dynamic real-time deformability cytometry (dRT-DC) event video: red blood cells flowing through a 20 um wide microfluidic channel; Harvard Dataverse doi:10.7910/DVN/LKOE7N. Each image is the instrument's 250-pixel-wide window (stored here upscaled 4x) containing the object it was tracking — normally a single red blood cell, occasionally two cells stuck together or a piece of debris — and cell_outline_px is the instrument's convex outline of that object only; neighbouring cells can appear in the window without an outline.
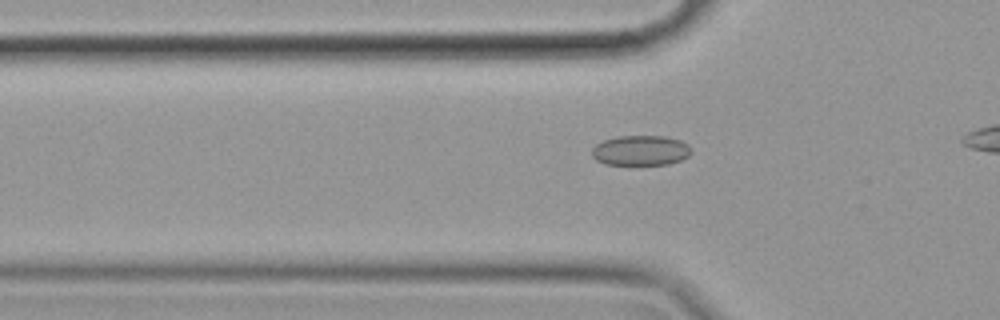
{"species": "common noctule bat (a hibernating species)", "species_latin": "Nyctalus noctula", "temperature_condition": "cold", "stored_images_in_passage": 39, "camera_frame_rate_fps": 3000, "um_per_image_px": 0.085, "animal": {"sex": "female", "body_mass_g": 19.9}, "frame": {"image": 1, "passage_image": 11, "time_ms": 3.333, "image_size_px": [1000, 320], "cell_outline_px": [[692, 152], [688, 156], [680, 160], [668, 164], [604, 164], [596, 160], [592, 156], [592, 148], [596, 144], [604, 140], [616, 136], [664, 136], [680, 140], [688, 144], [692, 148]], "centroid_in_image_um": [54.46, 12.78], "position_along_channel_um": 71.3, "area_um2": 17.46}}
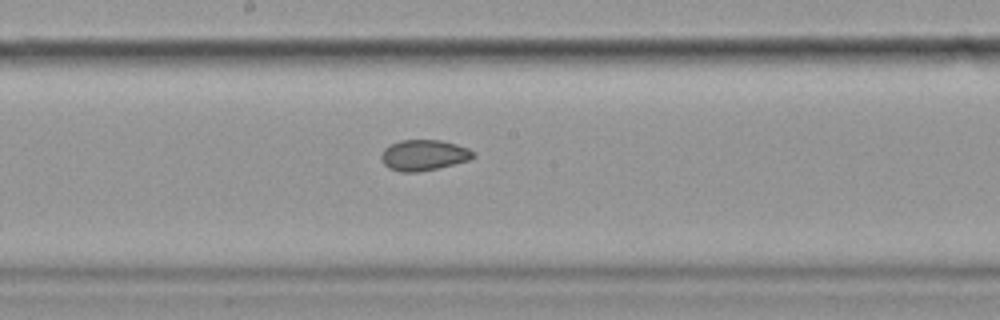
{"frame": {"image": 2, "passage_image": 23, "time_ms": 7.333, "image_size_px": [1000, 320], "cell_outline_px": [[476, 156], [468, 160], [436, 168], [416, 172], [400, 172], [388, 168], [384, 164], [380, 156], [384, 148], [400, 140], [440, 140], [456, 144], [468, 148], [476, 152]], "centroid_in_image_um": [36.01, 13.18], "position_along_channel_um": 212.2, "area_um2": 16.42}}
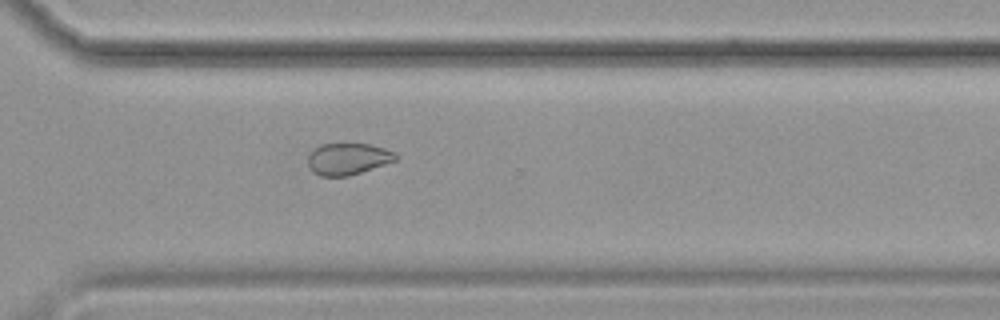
{"frame": {"image": 3, "passage_image": 34, "time_ms": 11.0, "image_size_px": [1000, 320], "cell_outline_px": [[396, 160], [348, 176], [320, 176], [312, 172], [308, 164], [308, 156], [320, 144], [368, 144], [384, 148], [396, 152]], "centroid_in_image_um": [29.55, 13.51], "position_along_channel_um": 341.0, "area_um2": 15.95}}